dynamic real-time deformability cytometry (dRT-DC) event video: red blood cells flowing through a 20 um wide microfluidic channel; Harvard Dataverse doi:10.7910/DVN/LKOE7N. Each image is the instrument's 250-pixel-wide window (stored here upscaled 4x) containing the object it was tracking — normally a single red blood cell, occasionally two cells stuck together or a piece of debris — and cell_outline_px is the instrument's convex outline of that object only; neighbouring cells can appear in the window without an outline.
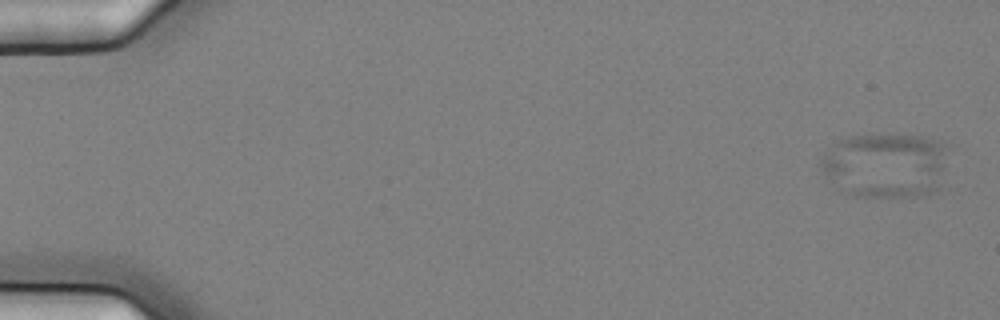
{"species": "common noctule bat (a hibernating species)", "species_latin": "Nyctalus noctula", "temperature_condition": "cold", "stored_images_in_passage": 2, "camera_frame_rate_fps": 3000, "um_per_image_px": 0.085, "animal": {"sex": "female", "body_mass_g": 25.1}, "frame": {"image": 1, "passage_image": 2, "time_ms": 0.333, "image_size_px": [1000, 320], "cell_outline_px": [[944, 168], [936, 192], [924, 196], [852, 196], [840, 192], [816, 164], [828, 144], [836, 140], [848, 136], [920, 136], [940, 140], [944, 144]], "centroid_in_image_um": [75.15, 14.06], "position_along_channel_um": 9.8, "area_um2": 48.55}}